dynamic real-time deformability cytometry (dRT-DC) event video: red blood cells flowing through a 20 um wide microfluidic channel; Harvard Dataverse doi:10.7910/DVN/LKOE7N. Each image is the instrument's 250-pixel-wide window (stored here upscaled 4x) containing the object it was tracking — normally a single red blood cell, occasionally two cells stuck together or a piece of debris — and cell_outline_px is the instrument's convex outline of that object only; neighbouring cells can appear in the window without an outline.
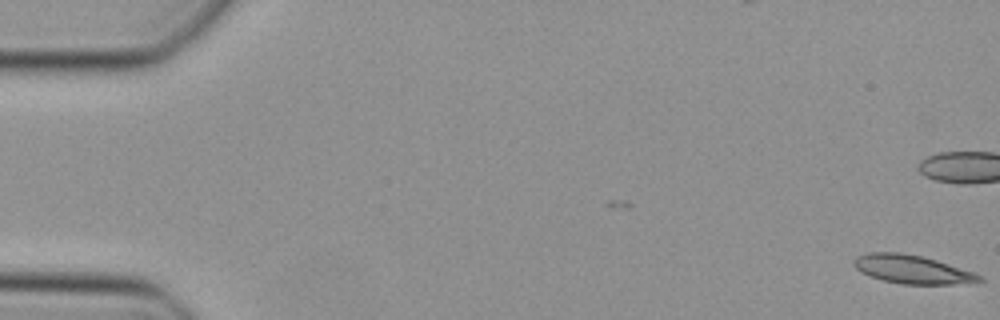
{"species": "Egyptian fruit bat (a non-hibernating species)", "species_latin": "Rousettus aegyptiacus", "temperature_condition": "cold", "stored_images_in_passage": 42, "camera_frame_rate_fps": 3000, "um_per_image_px": 0.085, "animal": {"sex": "female"}, "frame": {"image": 1, "passage_image": 1, "time_ms": 0.0, "image_size_px": [1000, 320], "cell_outline_px": [[984, 280], [952, 284], [900, 284], [884, 280], [860, 272], [852, 264], [852, 260], [856, 256], [868, 252], [900, 252], [920, 256], [936, 260], [972, 272], [980, 276]], "centroid_in_image_um": [77.44, 22.88], "position_along_channel_um": 7.6, "area_um2": 20.52}}